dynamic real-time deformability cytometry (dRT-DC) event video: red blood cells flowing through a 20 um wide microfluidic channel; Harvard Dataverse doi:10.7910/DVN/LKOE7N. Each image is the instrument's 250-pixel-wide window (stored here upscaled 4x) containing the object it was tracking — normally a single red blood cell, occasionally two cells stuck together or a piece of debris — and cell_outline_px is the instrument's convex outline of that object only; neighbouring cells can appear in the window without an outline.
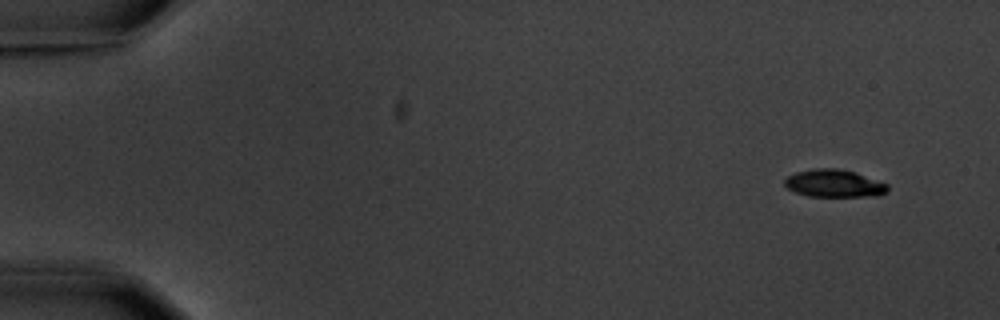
{"species": "common noctule bat (a hibernating species)", "species_latin": "Nyctalus noctula", "temperature_condition": "warm", "stored_images_in_passage": 5, "camera_frame_rate_fps": 3000, "um_per_image_px": 0.085, "animal": {"sex": "male", "body_mass_g": 20.1, "forearm_length_mm": 53.5}, "frame": {"image": 1, "passage_image": 1, "time_ms": 0.0, "image_size_px": [1000, 320], "cell_outline_px": [[888, 192], [876, 196], [808, 196], [796, 192], [788, 188], [784, 184], [784, 180], [788, 176], [796, 172], [812, 168], [836, 168], [856, 172], [888, 184]], "centroid_in_image_um": [70.91, 15.58], "position_along_channel_um": 14.1, "area_um2": 16.59}}
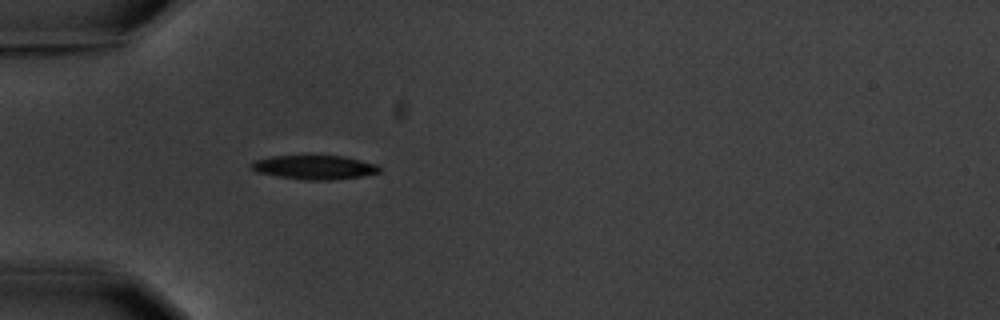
{"frame": {"image": 2, "passage_image": 5, "time_ms": 4.667, "image_size_px": [1000, 320], "cell_outline_px": [[380, 172], [360, 176], [328, 180], [304, 180], [276, 176], [256, 172], [248, 164], [256, 160], [272, 156], [344, 156], [376, 164], [380, 168]], "centroid_in_image_um": [26.69, 14.22], "position_along_channel_um": 58.3, "area_um2": 17.8}}